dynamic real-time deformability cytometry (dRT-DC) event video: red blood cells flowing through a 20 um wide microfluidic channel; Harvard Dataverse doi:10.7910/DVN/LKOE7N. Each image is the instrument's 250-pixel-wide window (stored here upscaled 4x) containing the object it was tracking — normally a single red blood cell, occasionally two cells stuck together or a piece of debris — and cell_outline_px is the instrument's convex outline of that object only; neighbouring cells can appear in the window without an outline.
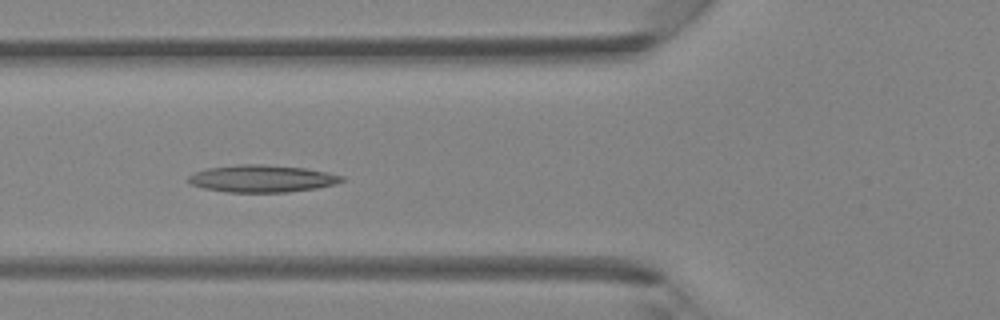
{"species": "Egyptian fruit bat (a non-hibernating species)", "species_latin": "Rousettus aegyptiacus", "temperature_condition": "room temperature", "stored_images_in_passage": 32, "camera_frame_rate_fps": 3000, "um_per_image_px": 0.085, "animal": {"sex": "female"}, "frame": {"image": 1, "passage_image": 5, "time_ms": 1.333, "image_size_px": [1000, 320], "cell_outline_px": [[344, 180], [336, 184], [316, 188], [288, 192], [228, 192], [204, 188], [192, 184], [188, 180], [188, 176], [196, 172], [208, 168], [240, 164], [260, 164], [304, 168], [328, 172], [344, 176]], "centroid_in_image_um": [22.3, 15.18], "position_along_channel_um": 103.5, "area_um2": 24.16}}
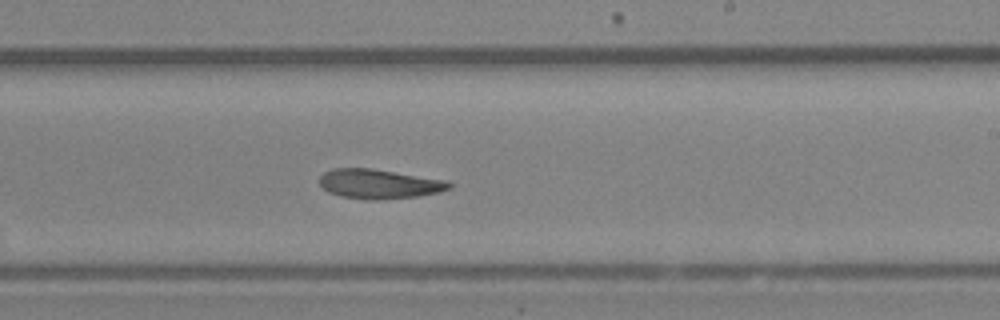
{"frame": {"image": 2, "passage_image": 15, "time_ms": 4.667, "image_size_px": [1000, 320], "cell_outline_px": [[452, 188], [440, 192], [420, 196], [380, 200], [372, 200], [340, 196], [328, 192], [320, 184], [320, 176], [324, 172], [332, 168], [372, 168], [448, 180], [452, 184]], "centroid_in_image_um": [32.26, 15.63], "position_along_channel_um": 256.7, "area_um2": 22.54}}
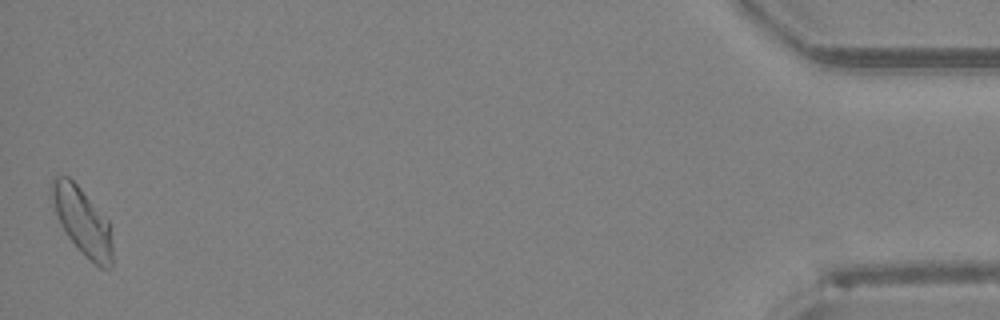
{"frame": {"image": 3, "passage_image": 32, "time_ms": 10.333, "image_size_px": [1000, 320], "cell_outline_px": [[112, 268], [100, 268], [68, 236], [60, 224], [48, 188], [52, 180], [56, 176], [68, 176], [80, 188], [108, 220], [112, 244]], "centroid_in_image_um": [6.99, 18.76], "position_along_channel_um": 428.2, "area_um2": 23.18}}